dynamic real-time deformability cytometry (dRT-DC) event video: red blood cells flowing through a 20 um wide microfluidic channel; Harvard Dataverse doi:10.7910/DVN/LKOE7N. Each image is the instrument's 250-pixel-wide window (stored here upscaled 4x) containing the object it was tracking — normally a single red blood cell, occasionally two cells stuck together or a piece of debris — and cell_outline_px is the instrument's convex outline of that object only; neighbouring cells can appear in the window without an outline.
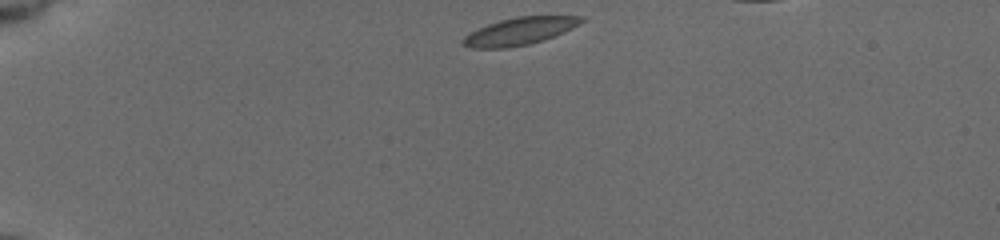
{"species": "common noctule bat (a hibernating species)", "species_latin": "Nyctalus noctula", "temperature_condition": "cold", "stored_images_in_passage": 42, "camera_frame_rate_fps": 3000, "um_per_image_px": 0.085, "animal": {"sex": "female", "body_mass_g": 19.5, "forearm_length_mm": 54.1}, "frame": {"image": 1, "passage_image": 1, "time_ms": 0.0, "image_size_px": [1000, 240], "cell_outline_px": [[588, 20], [564, 32], [544, 40], [528, 44], [508, 48], [468, 48], [460, 44], [460, 40], [464, 36], [488, 24], [500, 20], [516, 16], [584, 16]], "centroid_in_image_um": [44.18, 2.65], "position_along_channel_um": 40.8, "area_um2": 19.07}}
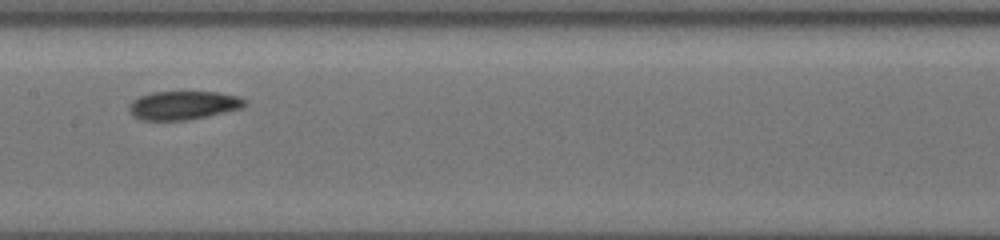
{"frame": {"image": 2, "passage_image": 18, "time_ms": 5.667, "image_size_px": [1000, 240], "cell_outline_px": [[248, 104], [244, 108], [184, 120], [144, 120], [132, 116], [128, 108], [132, 100], [140, 96], [152, 92], [220, 92], [240, 96], [248, 100]], "centroid_in_image_um": [15.62, 8.93], "position_along_channel_um": 191.8, "area_um2": 19.36}}
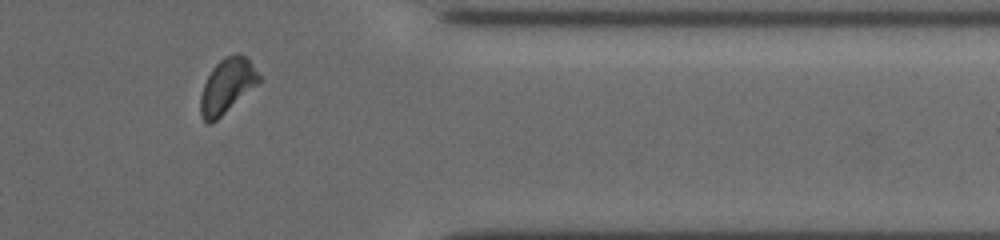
{"frame": {"image": 3, "passage_image": 35, "time_ms": 11.333, "image_size_px": [1000, 240], "cell_outline_px": [[260, 80], [256, 84], [212, 124], [208, 124], [200, 116], [200, 96], [204, 84], [212, 68], [220, 60], [236, 52], [240, 52], [248, 56], [260, 76]], "centroid_in_image_um": [19.28, 7.27], "position_along_channel_um": 392.1, "area_um2": 18.44}}